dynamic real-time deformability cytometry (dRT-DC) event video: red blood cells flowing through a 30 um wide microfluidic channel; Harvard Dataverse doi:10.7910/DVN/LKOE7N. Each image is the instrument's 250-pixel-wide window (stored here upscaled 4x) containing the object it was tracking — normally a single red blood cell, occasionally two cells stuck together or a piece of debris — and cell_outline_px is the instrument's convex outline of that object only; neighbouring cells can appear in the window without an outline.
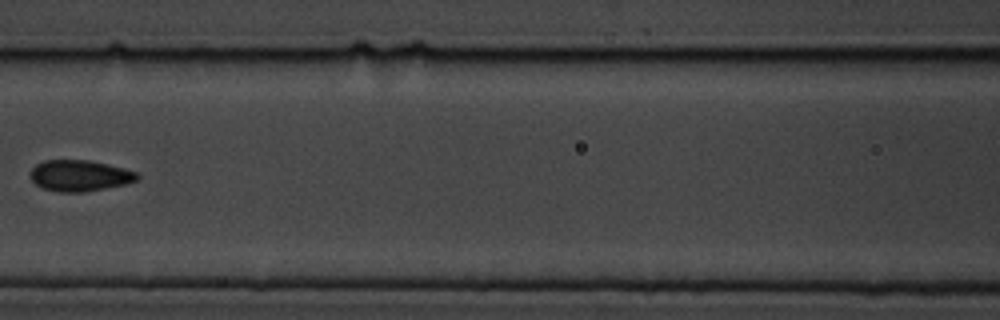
{"species": "common noctule bat (a hibernating species)", "species_latin": "Nyctalus noctula", "temperature_condition": "cold", "stored_images_in_passage": 7, "camera_frame_rate_fps": 3000, "um_per_image_px": 0.085, "animal": {"sex": "male", "body_mass_g": 19.5, "forearm_length_mm": 54.6}, "frame": {"image": 1, "passage_image": 7, "time_ms": 7.667, "image_size_px": [1000, 320], "cell_outline_px": [[140, 176], [136, 180], [124, 184], [84, 192], [60, 192], [44, 188], [36, 184], [28, 176], [28, 172], [36, 164], [44, 160], [88, 160], [108, 164], [124, 168], [136, 172]], "centroid_in_image_um": [6.73, 14.92], "position_along_channel_um": 159.9, "area_um2": 19.36}}